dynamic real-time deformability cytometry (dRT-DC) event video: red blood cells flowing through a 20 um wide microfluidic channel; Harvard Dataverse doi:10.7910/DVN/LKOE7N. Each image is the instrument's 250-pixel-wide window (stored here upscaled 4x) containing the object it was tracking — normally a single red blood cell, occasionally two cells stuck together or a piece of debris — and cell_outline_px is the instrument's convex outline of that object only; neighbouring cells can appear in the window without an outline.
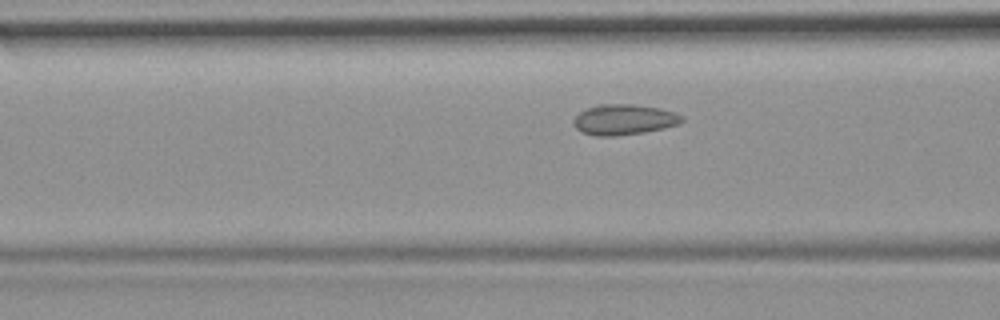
{"species": "common noctule bat (a hibernating species)", "species_latin": "Nyctalus noctula", "temperature_condition": "room temperature", "stored_images_in_passage": 29, "camera_frame_rate_fps": 3000, "um_per_image_px": 0.085, "animal": {"sex": "female", "body_mass_g": 19.9}, "frame": {"image": 1, "passage_image": 16, "time_ms": 5.0, "image_size_px": [1000, 320], "cell_outline_px": [[684, 120], [680, 124], [664, 128], [644, 132], [616, 136], [596, 136], [580, 132], [572, 124], [572, 120], [580, 112], [596, 104], [632, 104], [660, 108], [676, 112], [684, 116]], "centroid_in_image_um": [53.05, 10.17], "position_along_channel_um": 113.6, "area_um2": 19.54}}
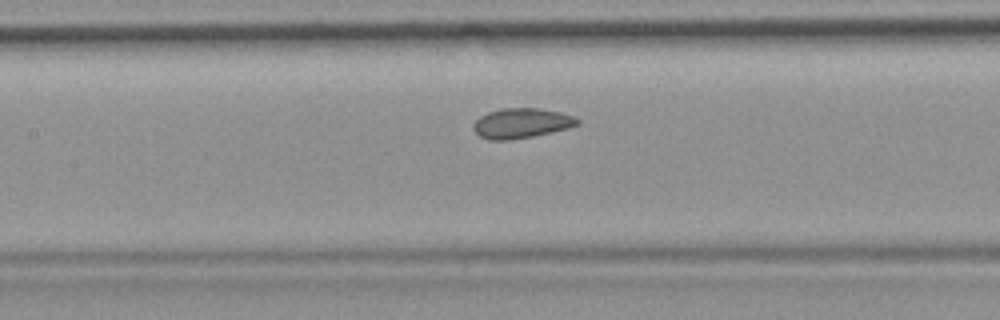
{"frame": {"image": 2, "passage_image": 20, "time_ms": 6.333, "image_size_px": [1000, 320], "cell_outline_px": [[580, 124], [568, 128], [552, 132], [532, 136], [508, 140], [488, 140], [480, 136], [472, 128], [472, 124], [480, 116], [488, 112], [500, 108], [540, 108], [560, 112], [572, 116], [580, 120]], "centroid_in_image_um": [44.31, 10.47], "position_along_channel_um": 163.1, "area_um2": 18.21}}
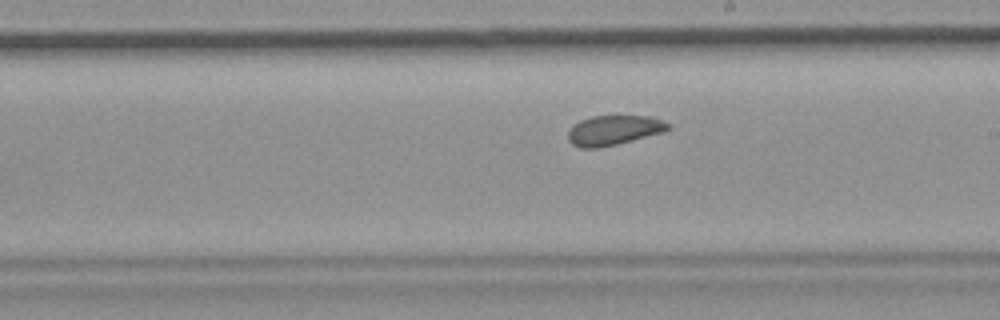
{"frame": {"image": 3, "passage_image": 26, "time_ms": 8.333, "image_size_px": [1000, 320], "cell_outline_px": [[672, 128], [664, 132], [600, 148], [580, 148], [572, 144], [568, 140], [568, 128], [572, 124], [580, 120], [592, 116], [656, 116], [668, 124]], "centroid_in_image_um": [52.15, 11.06], "position_along_channel_um": 236.8, "area_um2": 17.57}}